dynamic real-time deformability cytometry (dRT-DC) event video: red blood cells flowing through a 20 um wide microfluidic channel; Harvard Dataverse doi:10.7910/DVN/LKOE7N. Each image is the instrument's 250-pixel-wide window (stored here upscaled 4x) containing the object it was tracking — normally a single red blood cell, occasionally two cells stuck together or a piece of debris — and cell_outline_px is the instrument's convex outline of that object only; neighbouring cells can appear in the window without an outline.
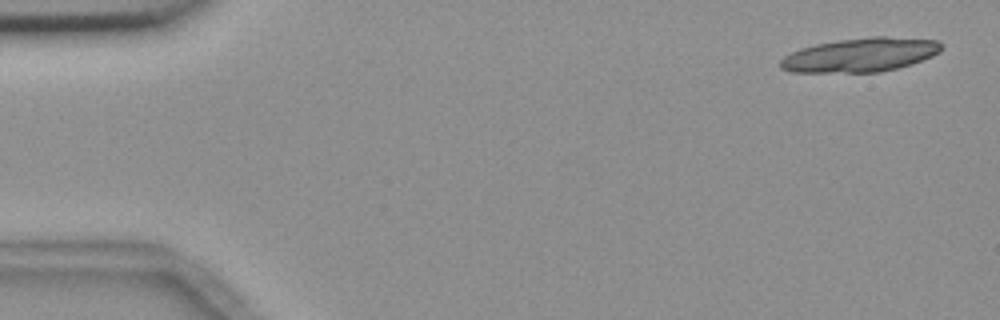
{"species": "common noctule bat (a hibernating species)", "species_latin": "Nyctalus noctula", "temperature_condition": "room temperature", "stored_images_in_passage": 19, "camera_frame_rate_fps": 3000, "um_per_image_px": 0.085, "animal": {"sex": "female", "body_mass_g": 18.4}, "frame": {"image": 1, "passage_image": 2, "time_ms": 0.333, "image_size_px": [1000, 320], "cell_outline_px": [[944, 48], [940, 52], [932, 56], [912, 64], [880, 72], [788, 72], [780, 68], [780, 60], [784, 56], [800, 48], [816, 44], [840, 40], [872, 36], [884, 36], [940, 40], [944, 44]], "centroid_in_image_um": [73.17, 4.66], "position_along_channel_um": 11.8, "area_um2": 32.08}}